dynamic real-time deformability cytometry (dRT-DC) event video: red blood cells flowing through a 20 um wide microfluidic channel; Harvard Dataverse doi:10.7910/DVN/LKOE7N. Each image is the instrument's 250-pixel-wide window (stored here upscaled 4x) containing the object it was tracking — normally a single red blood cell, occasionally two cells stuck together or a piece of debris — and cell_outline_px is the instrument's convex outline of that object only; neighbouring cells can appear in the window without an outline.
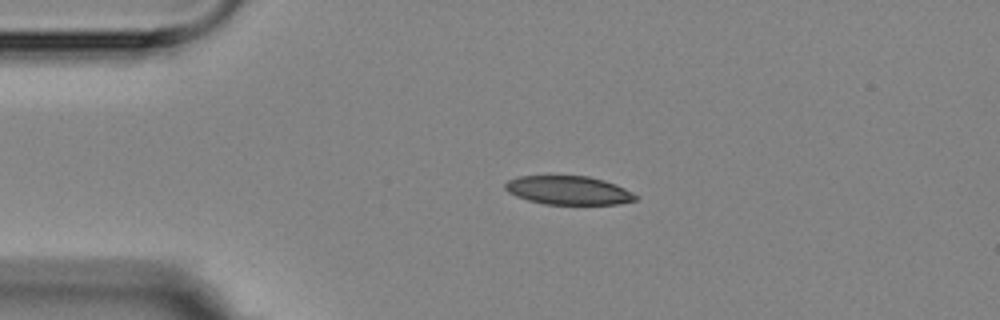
{"species": "Egyptian fruit bat (a non-hibernating species)", "species_latin": "Rousettus aegyptiacus", "temperature_condition": "room temperature", "stored_images_in_passage": 4, "camera_frame_rate_fps": 3000, "um_per_image_px": 0.085, "animal": {"sex": "female"}, "frame": {"image": 1, "passage_image": 3, "time_ms": 2.333, "image_size_px": [1000, 320], "cell_outline_px": [[640, 196], [636, 200], [616, 204], [544, 204], [528, 200], [516, 196], [508, 192], [504, 188], [504, 184], [508, 180], [520, 176], [588, 176], [604, 180], [616, 184]], "centroid_in_image_um": [48.32, 16.18], "position_along_channel_um": 36.7, "area_um2": 21.79}}